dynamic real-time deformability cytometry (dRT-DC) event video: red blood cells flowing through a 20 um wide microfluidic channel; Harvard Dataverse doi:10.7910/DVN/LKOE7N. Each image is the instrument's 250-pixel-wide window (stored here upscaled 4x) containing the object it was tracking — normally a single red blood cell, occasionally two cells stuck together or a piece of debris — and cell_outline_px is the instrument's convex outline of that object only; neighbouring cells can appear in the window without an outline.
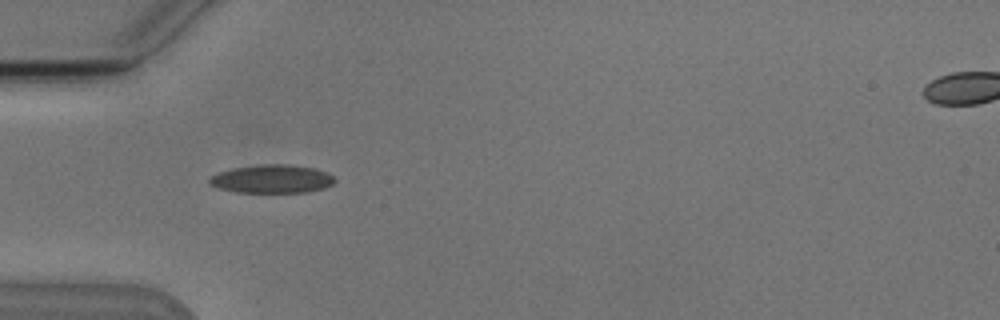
{"species": "Egyptian fruit bat (a non-hibernating species)", "species_latin": "Rousettus aegyptiacus", "temperature_condition": "cold", "stored_images_in_passage": 3, "camera_frame_rate_fps": 3000, "um_per_image_px": 0.085, "animal": {"sex": "male"}, "frame": {"image": 1, "passage_image": 2, "time_ms": 1.333, "image_size_px": [1000, 320], "cell_outline_px": [[336, 180], [332, 184], [324, 188], [308, 192], [236, 192], [216, 188], [208, 184], [208, 180], [216, 172], [232, 168], [260, 164], [292, 164], [312, 168], [324, 172], [332, 176]], "centroid_in_image_um": [23.05, 15.21], "position_along_channel_um": 61.9, "area_um2": 20.81}}